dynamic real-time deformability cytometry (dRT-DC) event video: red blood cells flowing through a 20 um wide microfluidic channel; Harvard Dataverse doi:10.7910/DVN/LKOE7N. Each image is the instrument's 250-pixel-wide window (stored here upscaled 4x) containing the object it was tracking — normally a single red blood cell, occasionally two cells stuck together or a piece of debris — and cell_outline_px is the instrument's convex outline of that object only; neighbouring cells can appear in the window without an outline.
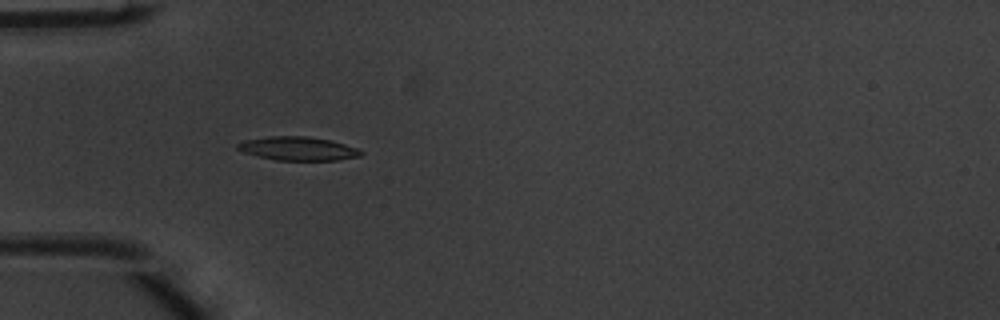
{"species": "common noctule bat (a hibernating species)", "species_latin": "Nyctalus noctula", "temperature_condition": "warm", "stored_images_in_passage": 36, "camera_frame_rate_fps": 3000, "um_per_image_px": 0.085, "animal": {"sex": "male", "body_mass_g": 20.1, "forearm_length_mm": 53.5}, "frame": {"image": 1, "passage_image": 1, "time_ms": 0.0, "image_size_px": [1000, 320], "cell_outline_px": [[364, 152], [360, 156], [336, 160], [276, 160], [244, 152], [236, 148], [236, 144], [244, 140], [268, 136], [308, 136], [328, 140], [344, 144], [356, 148]], "centroid_in_image_um": [25.3, 12.62], "position_along_channel_um": 59.7, "area_um2": 16.82}}
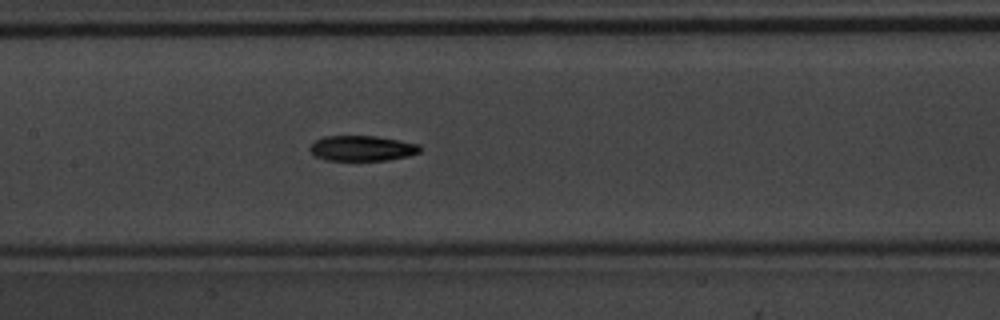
{"frame": {"image": 2, "passage_image": 10, "time_ms": 3.0, "image_size_px": [1000, 320], "cell_outline_px": [[420, 152], [408, 156], [388, 160], [324, 160], [316, 156], [308, 148], [316, 140], [324, 136], [376, 136], [400, 140], [420, 144]], "centroid_in_image_um": [30.79, 12.6], "position_along_channel_um": 176.6, "area_um2": 16.24}}
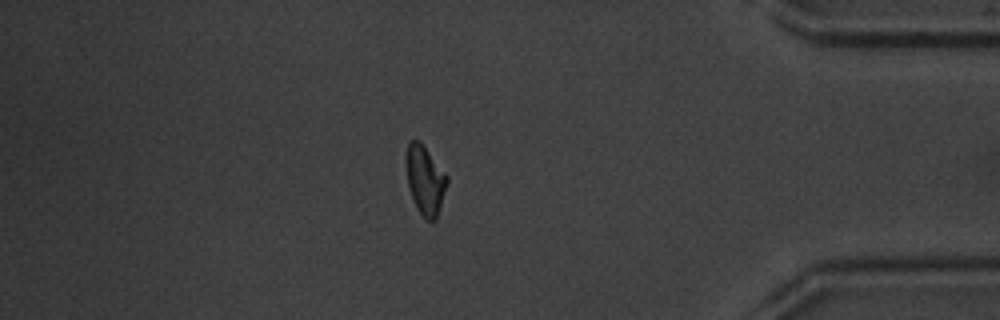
{"frame": {"image": 3, "passage_image": 29, "time_ms": 9.333, "image_size_px": [1000, 320], "cell_outline_px": [[448, 184], [436, 220], [428, 220], [416, 208], [408, 184], [404, 164], [404, 156], [408, 140], [420, 140], [448, 176]], "centroid_in_image_um": [36.11, 15.24], "position_along_channel_um": 399.1, "area_um2": 16.76}, "authors_computed_cell_mechanics": {"area_um2": 16.4152, "velocity_mm_per_s": 4.0155, "shape_relaxation_time_tau1_ms": 2.7563, "shape_relaxation_time_tau2_ms": 6.7748, "deformation_change_tau1": 0.1573, "deformation_change_tau2": 0.158}}